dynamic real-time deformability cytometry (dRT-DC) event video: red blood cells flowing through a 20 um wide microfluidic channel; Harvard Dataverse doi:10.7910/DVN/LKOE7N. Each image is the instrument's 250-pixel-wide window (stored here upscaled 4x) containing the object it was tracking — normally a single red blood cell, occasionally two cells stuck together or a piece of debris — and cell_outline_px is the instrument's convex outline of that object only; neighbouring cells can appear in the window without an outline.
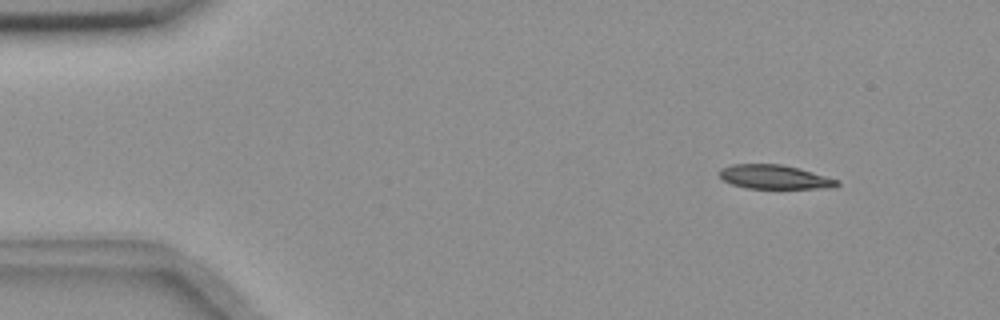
{"species": "common noctule bat (a hibernating species)", "species_latin": "Nyctalus noctula", "temperature_condition": "room temperature", "stored_images_in_passage": 54, "camera_frame_rate_fps": 3000, "um_per_image_px": 0.085, "animal": {"sex": "female", "body_mass_g": 18.4}, "frame": {"image": 1, "passage_image": 5, "time_ms": 1.333, "image_size_px": [1000, 320], "cell_outline_px": [[840, 184], [836, 188], [748, 188], [732, 184], [724, 180], [716, 172], [720, 168], [732, 164], [780, 164], [800, 168], [840, 180]], "centroid_in_image_um": [65.86, 15.04], "position_along_channel_um": 19.1, "area_um2": 16.65}}
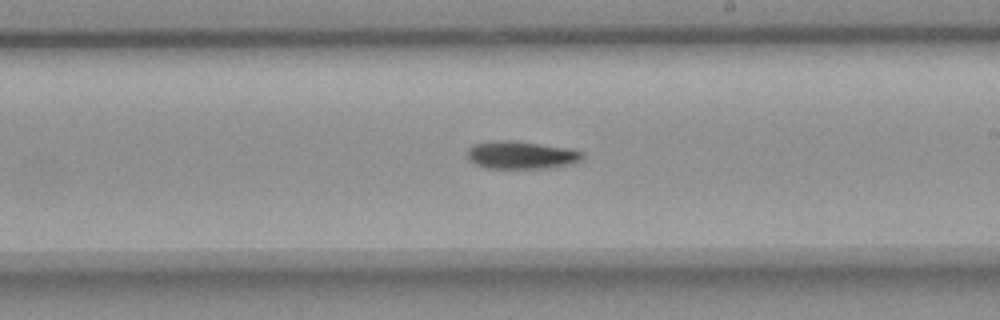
{"frame": {"image": 2, "passage_image": 31, "time_ms": 10.0, "image_size_px": [1000, 320], "cell_outline_px": [[584, 156], [576, 164], [544, 168], [484, 168], [468, 160], [468, 148], [472, 144], [504, 140], [568, 148], [584, 152]], "centroid_in_image_um": [44.31, 13.2], "position_along_channel_um": 244.7, "area_um2": 18.44}}
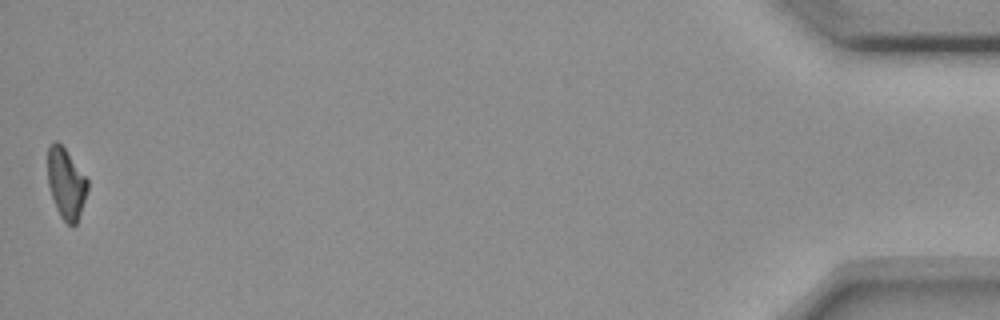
{"frame": {"image": 3, "passage_image": 54, "time_ms": 17.667, "image_size_px": [1000, 320], "cell_outline_px": [[88, 188], [76, 224], [72, 228], [60, 216], [56, 208], [48, 184], [48, 144], [56, 140], [64, 148], [88, 180]], "centroid_in_image_um": [5.6, 15.6], "position_along_channel_um": 429.6, "area_um2": 16.13}, "authors_computed_cell_mechanics": {"area_um2": 18.0914, "velocity_mm_per_s": 3.649, "shape_relaxation_time_tau1_ms": 7.7031, "shape_relaxation_time_tau2_ms": null, "deformation_change_tau1": 0.1674, "deformation_change_tau2": null}}